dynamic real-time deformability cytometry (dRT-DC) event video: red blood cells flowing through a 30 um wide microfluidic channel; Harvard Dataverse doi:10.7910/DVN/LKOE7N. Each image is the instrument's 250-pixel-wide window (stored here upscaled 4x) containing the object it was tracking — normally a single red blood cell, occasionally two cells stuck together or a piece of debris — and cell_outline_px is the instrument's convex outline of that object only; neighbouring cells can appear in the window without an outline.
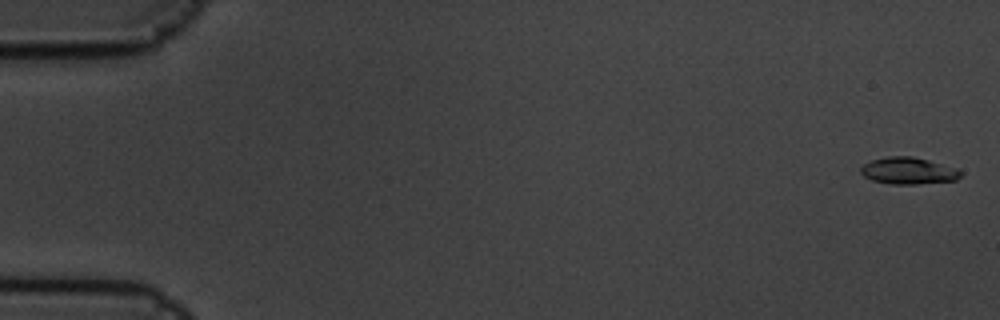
{"species": "common noctule bat (a hibernating species)", "species_latin": "Nyctalus noctula", "temperature_condition": "cold", "stored_images_in_passage": 5, "camera_frame_rate_fps": 3000, "um_per_image_px": 0.085, "animal": {"sex": "male", "body_mass_g": 19.5, "forearm_length_mm": 54.6}, "frame": {"image": 1, "passage_image": 1, "time_ms": 0.0, "image_size_px": [1000, 320], "cell_outline_px": [[964, 172], [956, 180], [916, 184], [892, 184], [872, 180], [864, 176], [860, 172], [860, 168], [864, 164], [872, 160], [888, 156], [912, 156], [928, 160], [956, 168]], "centroid_in_image_um": [77.21, 14.51], "position_along_channel_um": 7.8, "area_um2": 15.55}}
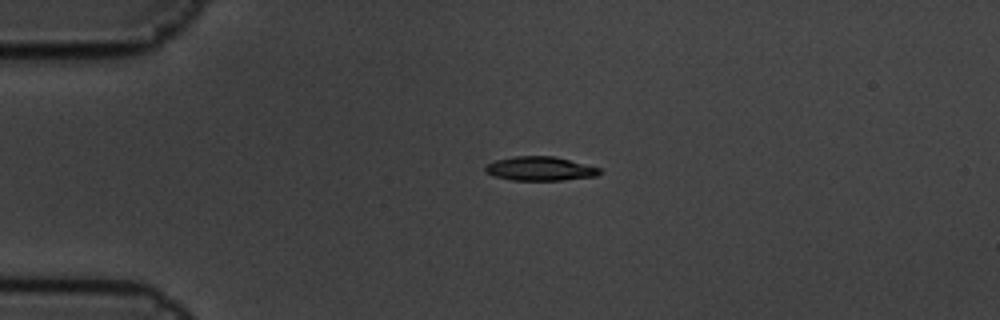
{"frame": {"image": 2, "passage_image": 4, "time_ms": 1.0, "image_size_px": [1000, 320], "cell_outline_px": [[600, 172], [596, 176], [564, 180], [512, 180], [492, 176], [484, 172], [484, 168], [488, 164], [496, 160], [516, 156], [552, 156], [600, 168]], "centroid_in_image_um": [45.85, 14.35], "position_along_channel_um": 39.1, "area_um2": 15.84}}